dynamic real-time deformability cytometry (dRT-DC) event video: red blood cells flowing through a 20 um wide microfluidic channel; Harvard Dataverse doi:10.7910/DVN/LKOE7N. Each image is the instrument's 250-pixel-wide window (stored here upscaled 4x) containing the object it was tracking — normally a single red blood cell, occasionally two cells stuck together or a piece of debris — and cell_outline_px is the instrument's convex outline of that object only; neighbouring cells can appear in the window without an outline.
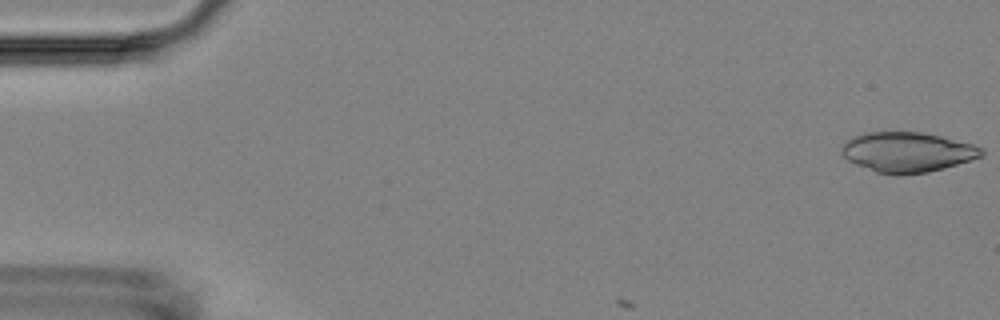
{"species": "Egyptian fruit bat (a non-hibernating species)", "species_latin": "Rousettus aegyptiacus", "temperature_condition": "room temperature", "stored_images_in_passage": 8, "camera_frame_rate_fps": 3000, "um_per_image_px": 0.085, "animal": {"sex": "female"}, "frame": {"image": 1, "passage_image": 1, "time_ms": 0.0, "image_size_px": [1000, 320], "cell_outline_px": [[984, 152], [980, 156], [944, 168], [928, 172], [900, 176], [896, 176], [876, 172], [856, 164], [848, 160], [840, 152], [840, 148], [852, 136], [864, 132], [920, 132], [940, 136], [972, 144], [984, 148]], "centroid_in_image_um": [77.08, 12.94], "position_along_channel_um": 7.9, "area_um2": 32.6}}